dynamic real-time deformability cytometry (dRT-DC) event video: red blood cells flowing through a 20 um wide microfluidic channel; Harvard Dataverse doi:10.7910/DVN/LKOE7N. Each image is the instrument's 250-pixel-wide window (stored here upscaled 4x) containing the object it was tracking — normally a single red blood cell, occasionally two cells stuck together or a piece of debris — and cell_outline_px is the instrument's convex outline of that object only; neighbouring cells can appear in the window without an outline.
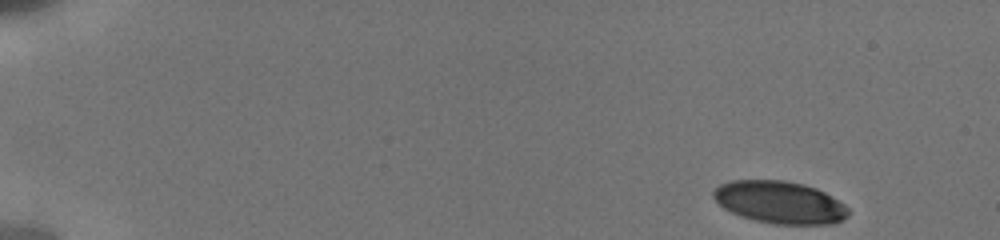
{"species": "human", "species_latin": "Homo sapiens", "temperature_condition": "cold", "stored_images_in_passage": 7, "camera_frame_rate_fps": 3000, "um_per_image_px": 0.085, "donor": {"sex": "male"}, "frame": {"image": 1, "passage_image": 1, "time_ms": 0.0, "image_size_px": [1000, 240], "cell_outline_px": [[848, 216], [844, 220], [836, 224], [776, 224], [756, 220], [732, 212], [724, 208], [712, 196], [712, 192], [720, 184], [732, 180], [784, 180], [804, 184], [816, 188], [824, 192], [844, 204], [848, 208]], "centroid_in_image_um": [66.31, 17.19], "position_along_channel_um": 18.7, "area_um2": 33.18}}
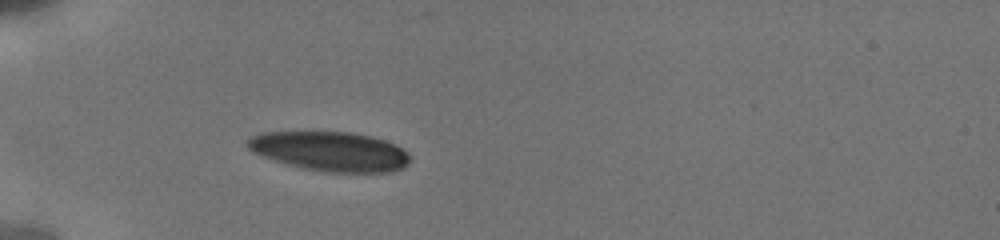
{"frame": {"image": 2, "passage_image": 7, "time_ms": 4.333, "image_size_px": [1000, 240], "cell_outline_px": [[408, 164], [404, 168], [392, 172], [328, 172], [300, 168], [252, 152], [244, 144], [248, 136], [264, 132], [352, 132], [372, 136], [396, 144], [408, 152]], "centroid_in_image_um": [28.06, 12.86], "position_along_channel_um": 56.9, "area_um2": 37.57}}